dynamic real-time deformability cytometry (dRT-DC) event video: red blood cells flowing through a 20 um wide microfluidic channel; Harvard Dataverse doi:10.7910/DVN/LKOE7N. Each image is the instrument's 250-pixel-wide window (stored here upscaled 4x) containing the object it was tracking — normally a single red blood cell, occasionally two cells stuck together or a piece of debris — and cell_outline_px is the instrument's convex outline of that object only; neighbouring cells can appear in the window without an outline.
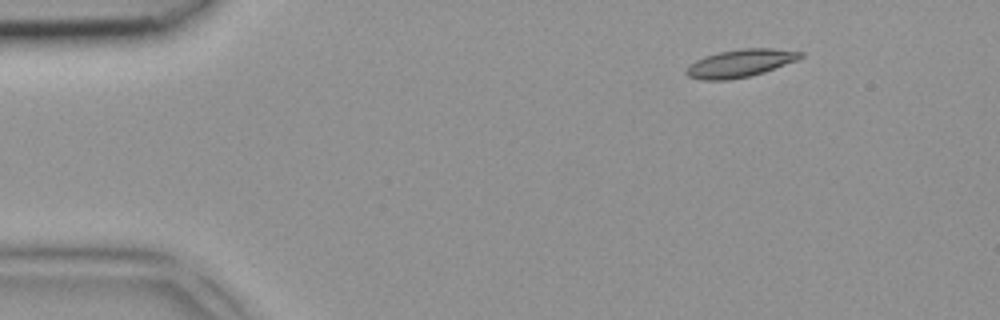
{"species": "common noctule bat (a hibernating species)", "species_latin": "Nyctalus noctula", "temperature_condition": "room temperature", "stored_images_in_passage": 3, "camera_frame_rate_fps": 3000, "um_per_image_px": 0.085, "animal": {"sex": "female", "body_mass_g": 18.4}, "frame": {"image": 1, "passage_image": 1, "time_ms": 0.0, "image_size_px": [1000, 320], "cell_outline_px": [[804, 56], [796, 60], [764, 72], [748, 76], [728, 80], [700, 80], [688, 76], [684, 72], [688, 64], [704, 56], [720, 52], [740, 48], [772, 48], [804, 52]], "centroid_in_image_um": [62.88, 5.37], "position_along_channel_um": 22.1, "area_um2": 18.5}}
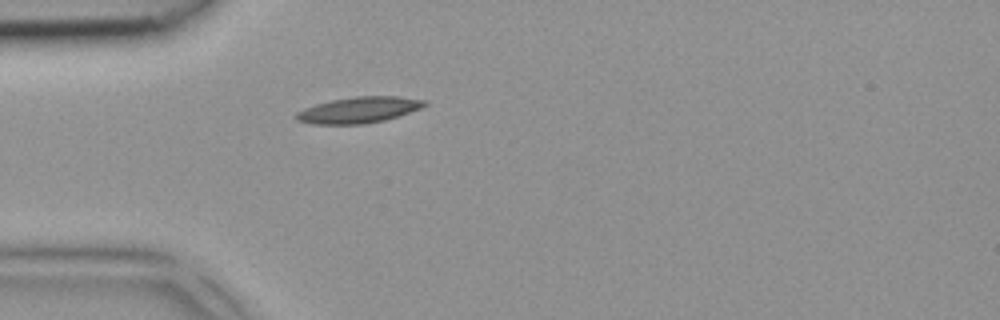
{"frame": {"image": 2, "passage_image": 3, "time_ms": 0.667, "image_size_px": [1000, 320], "cell_outline_px": [[428, 104], [420, 108], [384, 120], [364, 124], [312, 124], [296, 120], [292, 116], [296, 112], [304, 108], [316, 104], [332, 100], [356, 96], [396, 96], [428, 100]], "centroid_in_image_um": [30.46, 9.34], "position_along_channel_um": 54.5, "area_um2": 19.48}}